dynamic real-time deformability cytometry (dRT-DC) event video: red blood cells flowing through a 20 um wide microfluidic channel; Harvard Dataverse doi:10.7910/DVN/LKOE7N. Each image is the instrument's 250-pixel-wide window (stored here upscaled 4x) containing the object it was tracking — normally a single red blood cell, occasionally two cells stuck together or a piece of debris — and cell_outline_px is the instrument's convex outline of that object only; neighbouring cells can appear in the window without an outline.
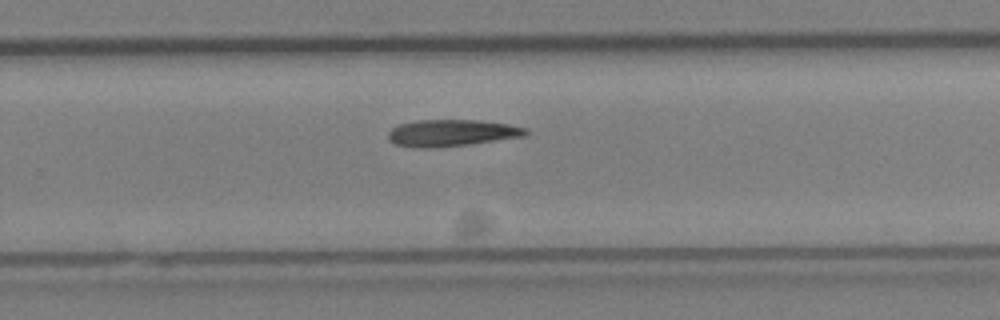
{"species": "Egyptian fruit bat (a non-hibernating species)", "species_latin": "Rousettus aegyptiacus", "temperature_condition": "cold", "stored_images_in_passage": 18, "camera_frame_rate_fps": 3000, "um_per_image_px": 0.085, "animal": {"sex": "female"}, "frame": {"image": 1, "passage_image": 13, "time_ms": 4.0, "image_size_px": [1000, 320], "cell_outline_px": [[528, 132], [524, 136], [468, 144], [432, 148], [424, 148], [396, 144], [388, 140], [388, 132], [392, 128], [400, 124], [416, 120], [480, 120], [508, 124], [528, 128]], "centroid_in_image_um": [38.39, 11.29], "position_along_channel_um": 291.4, "area_um2": 21.27}}